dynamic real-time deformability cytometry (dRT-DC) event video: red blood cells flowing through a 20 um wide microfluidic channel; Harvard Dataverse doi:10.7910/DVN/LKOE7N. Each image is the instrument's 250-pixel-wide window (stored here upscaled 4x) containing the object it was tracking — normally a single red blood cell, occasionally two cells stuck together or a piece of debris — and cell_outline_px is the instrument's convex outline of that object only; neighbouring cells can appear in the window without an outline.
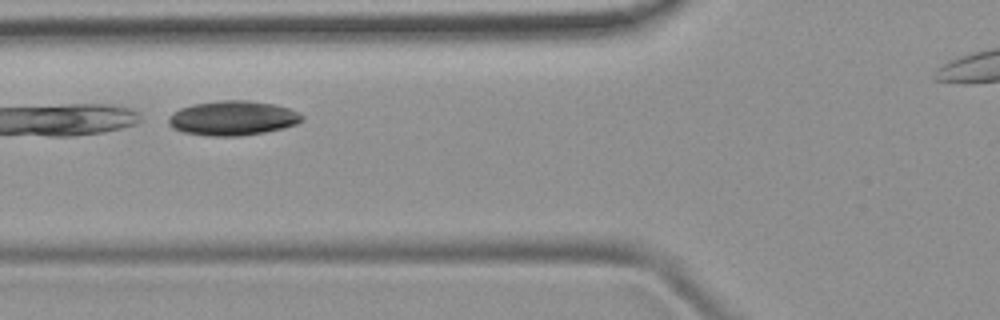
{"species": "common noctule bat (a hibernating species)", "species_latin": "Nyctalus noctula", "temperature_condition": "room temperature", "stored_images_in_passage": 8, "camera_frame_rate_fps": 3000, "um_per_image_px": 0.085, "animal": {"sex": "female", "body_mass_g": 19.9}, "frame": {"image": 1, "passage_image": 3, "time_ms": 3.333, "image_size_px": [1000, 320], "cell_outline_px": [[304, 120], [296, 124], [284, 128], [264, 132], [240, 136], [208, 136], [180, 132], [172, 128], [168, 124], [168, 116], [172, 112], [180, 108], [192, 104], [224, 100], [248, 100], [272, 104], [288, 108], [304, 116]], "centroid_in_image_um": [19.74, 10.05], "position_along_channel_um": 106.1, "area_um2": 27.05}}
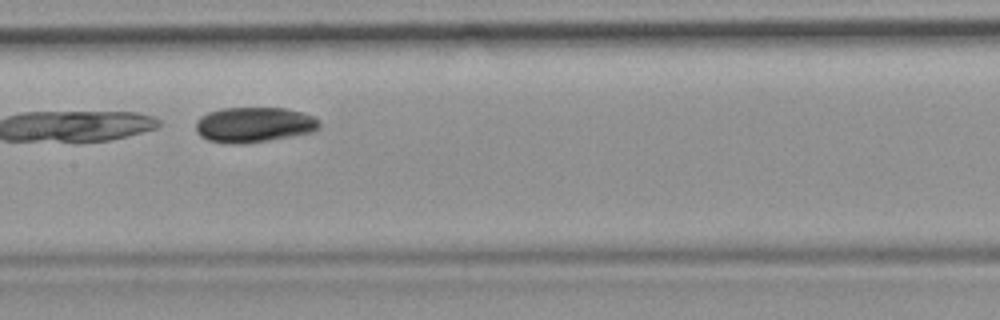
{"frame": {"image": 2, "passage_image": 5, "time_ms": 5.333, "image_size_px": [1000, 320], "cell_outline_px": [[320, 128], [312, 132], [292, 136], [268, 140], [240, 144], [232, 144], [208, 140], [200, 136], [196, 132], [196, 120], [200, 116], [208, 112], [224, 108], [288, 108], [304, 112], [320, 120]], "centroid_in_image_um": [21.6, 10.59], "position_along_channel_um": 185.8, "area_um2": 25.55}}
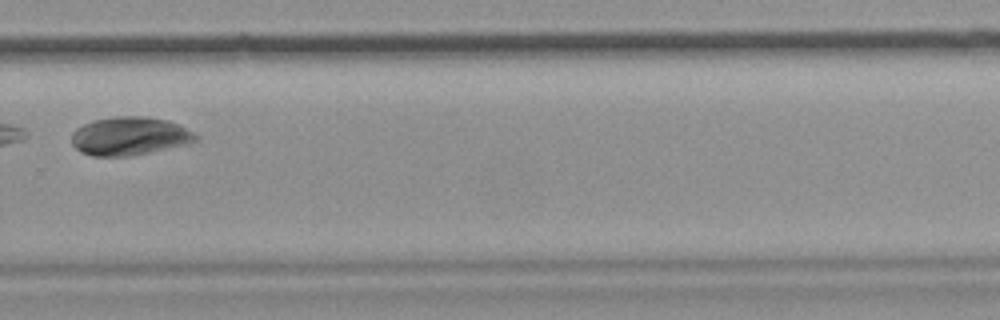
{"frame": {"image": 3, "passage_image": 8, "time_ms": 8.667, "image_size_px": [1000, 320], "cell_outline_px": [[200, 136], [196, 140], [184, 144], [148, 152], [128, 156], [92, 156], [80, 152], [72, 144], [72, 132], [76, 128], [92, 120], [116, 116], [148, 116], [168, 120], [180, 124]], "centroid_in_image_um": [11.0, 11.55], "position_along_channel_um": 318.8, "area_um2": 27.74}}